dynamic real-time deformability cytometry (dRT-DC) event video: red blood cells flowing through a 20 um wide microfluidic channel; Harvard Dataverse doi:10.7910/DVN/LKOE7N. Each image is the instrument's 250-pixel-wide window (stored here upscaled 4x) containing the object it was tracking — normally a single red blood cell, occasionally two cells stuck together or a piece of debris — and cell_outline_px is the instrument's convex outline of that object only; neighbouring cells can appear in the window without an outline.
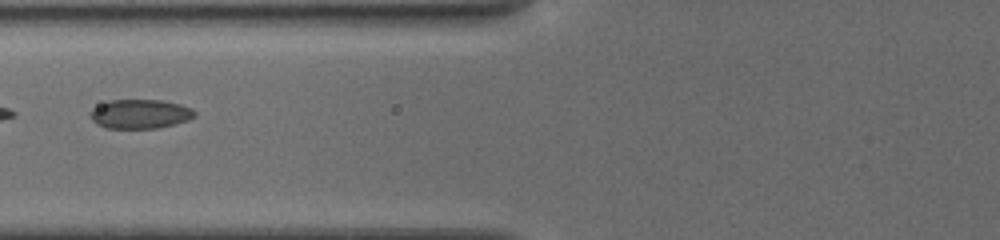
{"species": "common noctule bat (a hibernating species)", "species_latin": "Nyctalus noctula", "temperature_condition": "cold", "stored_images_in_passage": 14, "segment_of_instrument_passage": [2, 2], "camera_frame_rate_fps": 3000, "um_per_image_px": 0.085, "animal": {"sex": "female", "body_mass_g": 19.5, "forearm_length_mm": 54.1}, "frame": {"image": 1, "passage_image": 8, "time_ms": 8.333, "image_size_px": [1000, 240], "cell_outline_px": [[196, 116], [188, 120], [156, 128], [108, 128], [96, 124], [92, 120], [92, 108], [108, 100], [164, 100], [180, 104], [192, 108], [196, 112]], "centroid_in_image_um": [11.93, 9.67], "position_along_channel_um": 113.9, "area_um2": 17.69}}
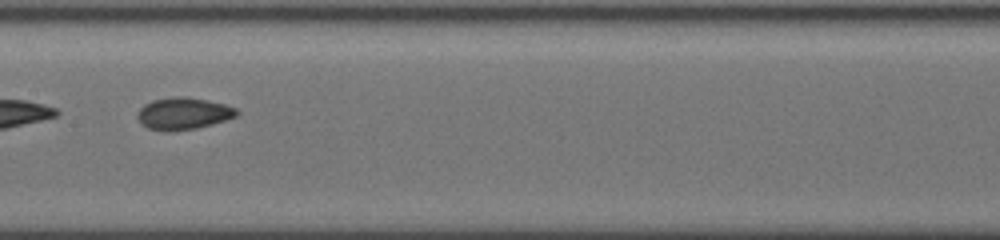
{"frame": {"image": 2, "passage_image": 10, "time_ms": 10.333, "image_size_px": [1000, 240], "cell_outline_px": [[240, 112], [236, 116], [212, 124], [196, 128], [168, 132], [148, 128], [136, 116], [136, 112], [144, 104], [152, 100], [176, 96], [188, 96], [208, 100], [224, 104], [236, 108]], "centroid_in_image_um": [15.58, 9.64], "position_along_channel_um": 191.8, "area_um2": 18.55}}